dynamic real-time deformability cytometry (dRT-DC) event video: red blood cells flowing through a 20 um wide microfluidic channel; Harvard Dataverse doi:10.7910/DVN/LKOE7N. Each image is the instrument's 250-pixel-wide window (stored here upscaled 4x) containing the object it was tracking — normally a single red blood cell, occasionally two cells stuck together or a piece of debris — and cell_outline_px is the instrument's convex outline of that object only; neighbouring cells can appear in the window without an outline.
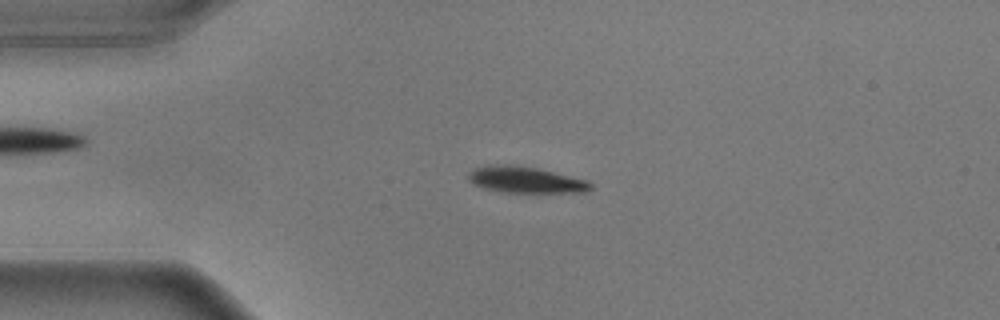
{"species": "common noctule bat (a hibernating species)", "species_latin": "Nyctalus noctula", "temperature_condition": "warm", "stored_images_in_passage": 55, "camera_frame_rate_fps": 3000, "um_per_image_px": 0.085, "animal": {"sex": "male", "body_mass_g": 17.9}, "frame": {"image": 1, "passage_image": 12, "time_ms": 3.667, "image_size_px": [1000, 320], "cell_outline_px": [[592, 188], [588, 192], [504, 192], [484, 188], [468, 180], [468, 172], [476, 168], [488, 164], [512, 164], [536, 168], [588, 180], [592, 184]], "centroid_in_image_um": [44.68, 15.27], "position_along_channel_um": 40.3, "area_um2": 18.67}}
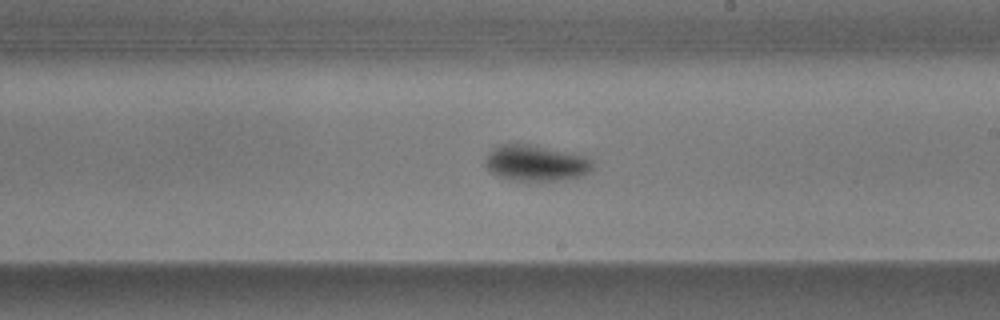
{"frame": {"image": 2, "passage_image": 31, "time_ms": 10.0, "image_size_px": [1000, 320], "cell_outline_px": [[592, 172], [584, 176], [556, 180], [512, 180], [500, 176], [492, 172], [484, 164], [488, 152], [496, 144], [536, 144], [584, 156], [592, 160]], "centroid_in_image_um": [45.55, 13.84], "position_along_channel_um": 243.4, "area_um2": 22.6}}
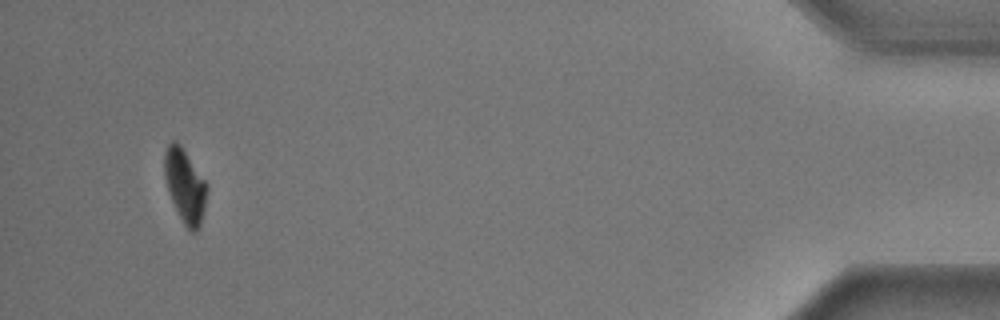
{"frame": {"image": 3, "passage_image": 52, "time_ms": 17.0, "image_size_px": [1000, 320], "cell_outline_px": [[208, 188], [204, 208], [200, 224], [196, 232], [188, 232], [168, 192], [164, 176], [164, 152], [168, 144], [172, 140], [176, 140], [180, 144], [208, 184]], "centroid_in_image_um": [15.72, 15.77], "position_along_channel_um": 419.5, "area_um2": 18.21}, "authors_computed_cell_mechanics": {"area_um2": 19.8832, "velocity_mm_per_s": 3.6033, "shape_relaxation_time_tau1_ms": 1.5403, "shape_relaxation_time_tau2_ms": null, "deformation_change_tau1": 0.1555, "deformation_change_tau2": null}}